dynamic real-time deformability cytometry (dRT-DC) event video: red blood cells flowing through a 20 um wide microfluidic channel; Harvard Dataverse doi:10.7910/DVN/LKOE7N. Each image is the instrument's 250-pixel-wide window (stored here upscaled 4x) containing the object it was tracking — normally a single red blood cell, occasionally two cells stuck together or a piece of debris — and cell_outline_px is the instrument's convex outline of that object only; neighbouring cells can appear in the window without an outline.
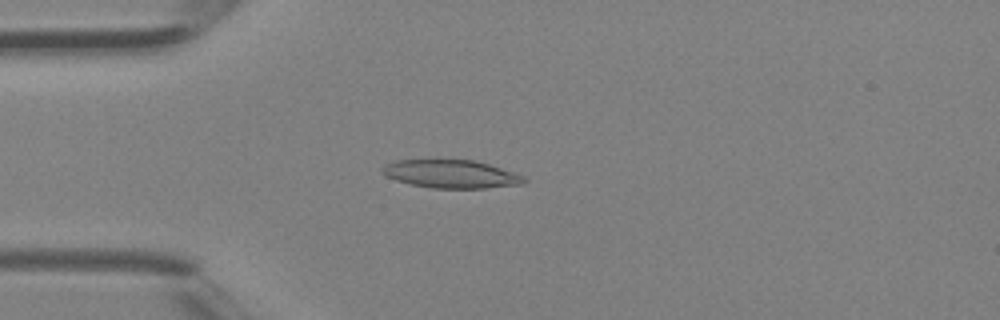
{"species": "Egyptian fruit bat (a non-hibernating species)", "species_latin": "Rousettus aegyptiacus", "temperature_condition": "room temperature", "stored_images_in_passage": 40, "camera_frame_rate_fps": 3000, "um_per_image_px": 0.085, "animal": {"sex": "female"}, "frame": {"image": 1, "passage_image": 10, "time_ms": 3.0, "image_size_px": [1000, 320], "cell_outline_px": [[528, 180], [524, 184], [484, 188], [432, 188], [408, 184], [384, 176], [380, 172], [380, 168], [384, 164], [396, 160], [472, 160], [488, 164], [524, 176]], "centroid_in_image_um": [38.28, 14.8], "position_along_channel_um": 46.7, "area_um2": 23.35}}
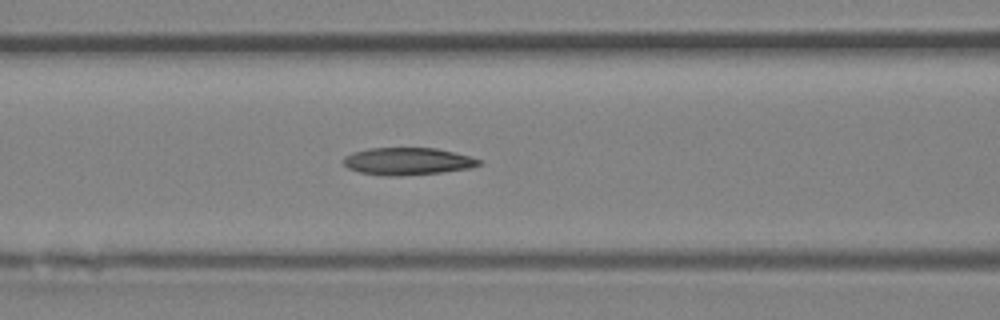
{"frame": {"image": 2, "passage_image": 16, "time_ms": 5.0, "image_size_px": [1000, 320], "cell_outline_px": [[484, 160], [480, 164], [472, 168], [440, 172], [400, 176], [384, 176], [360, 172], [348, 168], [344, 164], [344, 156], [352, 152], [368, 148], [436, 148]], "centroid_in_image_um": [34.64, 13.71], "position_along_channel_um": 132.0, "area_um2": 21.56}}
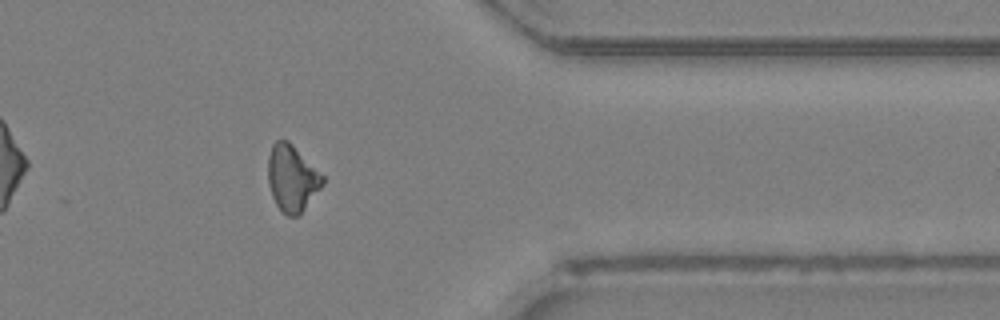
{"frame": {"image": 3, "passage_image": 32, "time_ms": 10.333, "image_size_px": [1000, 320], "cell_outline_px": [[324, 184], [300, 216], [288, 216], [276, 204], [272, 196], [268, 184], [268, 156], [272, 144], [276, 140], [288, 140], [324, 176]], "centroid_in_image_um": [24.83, 15.16], "position_along_channel_um": 386.6, "area_um2": 21.21}}